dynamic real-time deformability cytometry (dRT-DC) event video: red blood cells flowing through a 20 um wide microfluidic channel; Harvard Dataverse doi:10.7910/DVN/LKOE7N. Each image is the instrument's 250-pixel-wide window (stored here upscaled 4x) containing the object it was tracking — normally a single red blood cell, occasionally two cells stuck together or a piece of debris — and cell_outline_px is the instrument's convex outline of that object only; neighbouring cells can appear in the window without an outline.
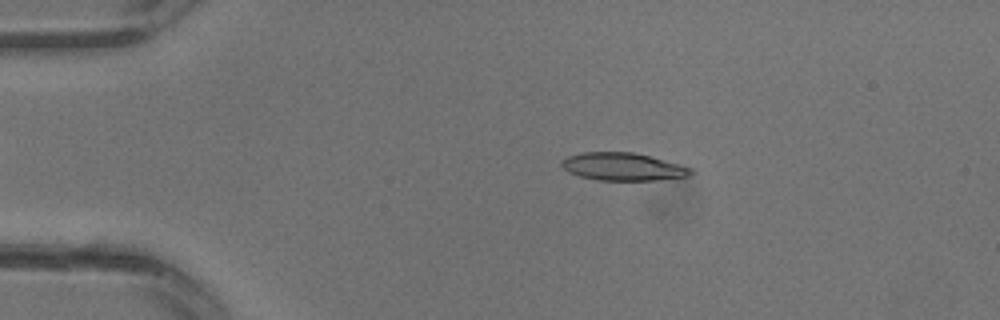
{"species": "common noctule bat (a hibernating species)", "species_latin": "Nyctalus noctula", "temperature_condition": "warm", "stored_images_in_passage": 31, "camera_frame_rate_fps": 3000, "um_per_image_px": 0.085, "animal": {"sex": "male", "body_mass_g": 13.3}, "frame": {"image": 1, "passage_image": 6, "time_ms": 1.667, "image_size_px": [1000, 320], "cell_outline_px": [[692, 172], [688, 176], [656, 180], [600, 180], [580, 176], [568, 172], [560, 164], [560, 160], [568, 156], [584, 152], [632, 152], [648, 156], [692, 168]], "centroid_in_image_um": [52.89, 14.17], "position_along_channel_um": 32.1, "area_um2": 20.58}}
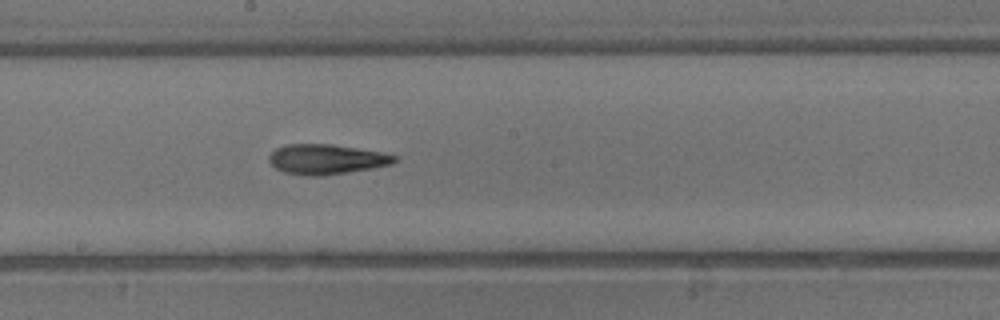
{"frame": {"image": 2, "passage_image": 17, "time_ms": 5.333, "image_size_px": [1000, 320], "cell_outline_px": [[396, 160], [392, 164], [372, 168], [348, 172], [320, 176], [308, 176], [284, 172], [276, 168], [268, 160], [268, 156], [276, 148], [288, 144], [332, 144], [384, 152], [396, 156]], "centroid_in_image_um": [27.74, 13.53], "position_along_channel_um": 220.5, "area_um2": 21.91}}
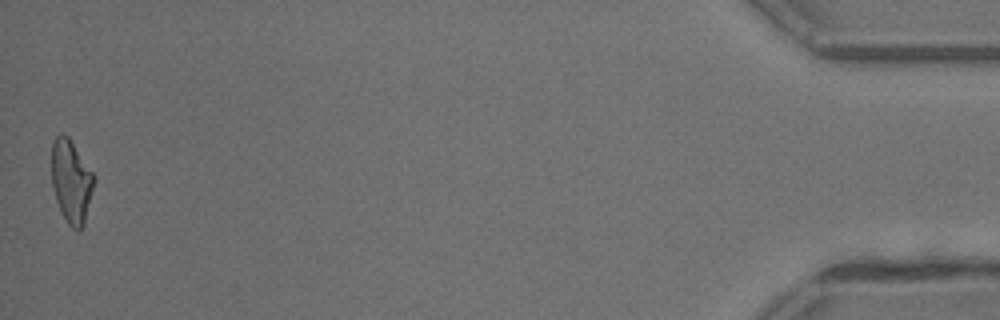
{"frame": {"image": 3, "passage_image": 31, "time_ms": 10.0, "image_size_px": [1000, 320], "cell_outline_px": [[96, 180], [84, 224], [80, 228], [72, 228], [68, 224], [60, 212], [52, 188], [52, 140], [60, 132], [68, 136], [96, 176]], "centroid_in_image_um": [6.06, 15.39], "position_along_channel_um": 429.1, "area_um2": 20.75}}